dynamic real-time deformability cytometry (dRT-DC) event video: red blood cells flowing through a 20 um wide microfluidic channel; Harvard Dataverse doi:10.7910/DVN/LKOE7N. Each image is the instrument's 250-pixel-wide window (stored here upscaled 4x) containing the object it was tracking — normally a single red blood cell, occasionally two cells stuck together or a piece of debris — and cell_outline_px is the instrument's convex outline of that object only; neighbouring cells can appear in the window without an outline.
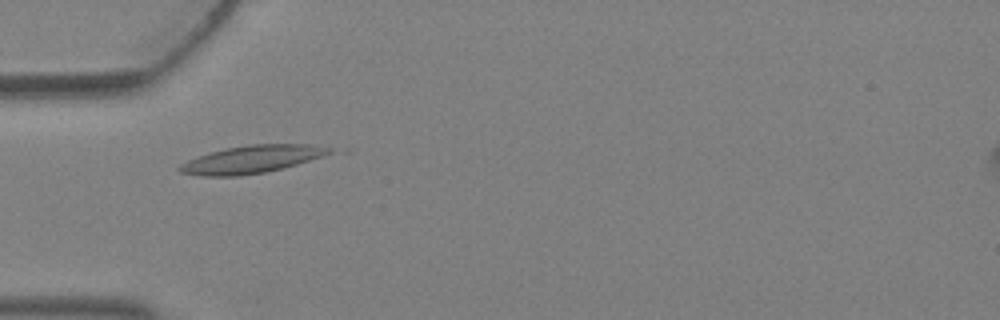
{"species": "Egyptian fruit bat (a non-hibernating species)", "species_latin": "Rousettus aegyptiacus", "temperature_condition": "warm", "stored_images_in_passage": 4, "camera_frame_rate_fps": 3000, "um_per_image_px": 0.085, "animal": {"sex": "female"}, "frame": {"image": 1, "passage_image": 4, "time_ms": 1.0, "image_size_px": [1000, 320], "cell_outline_px": [[332, 152], [296, 164], [264, 172], [240, 176], [204, 176], [180, 172], [176, 168], [180, 164], [188, 160], [212, 152], [228, 148], [248, 144], [308, 144], [332, 148]], "centroid_in_image_um": [21.35, 13.54], "position_along_channel_um": 63.6, "area_um2": 23.58}}